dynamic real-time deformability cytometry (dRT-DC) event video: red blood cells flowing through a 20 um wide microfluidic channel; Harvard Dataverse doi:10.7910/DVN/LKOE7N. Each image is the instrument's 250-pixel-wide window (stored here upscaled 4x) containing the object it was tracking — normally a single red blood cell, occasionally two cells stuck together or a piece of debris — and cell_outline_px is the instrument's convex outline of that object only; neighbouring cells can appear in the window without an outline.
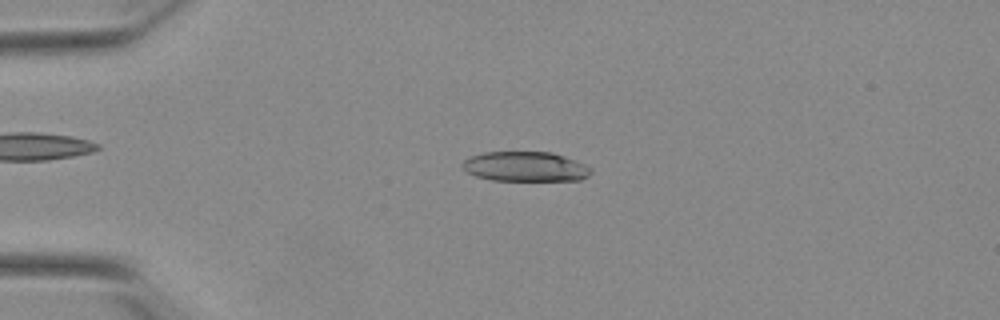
{"species": "Egyptian fruit bat (a non-hibernating species)", "species_latin": "Rousettus aegyptiacus", "temperature_condition": "warm", "stored_images_in_passage": 44, "camera_frame_rate_fps": 3000, "um_per_image_px": 0.085, "animal": {"sex": "female"}, "frame": {"image": 1, "passage_image": 10, "time_ms": 3.0, "image_size_px": [1000, 320], "cell_outline_px": [[592, 172], [588, 176], [580, 180], [492, 180], [476, 176], [468, 172], [464, 168], [464, 160], [472, 156], [484, 152], [552, 152], [592, 168]], "centroid_in_image_um": [44.66, 14.16], "position_along_channel_um": 40.3, "area_um2": 21.91}}
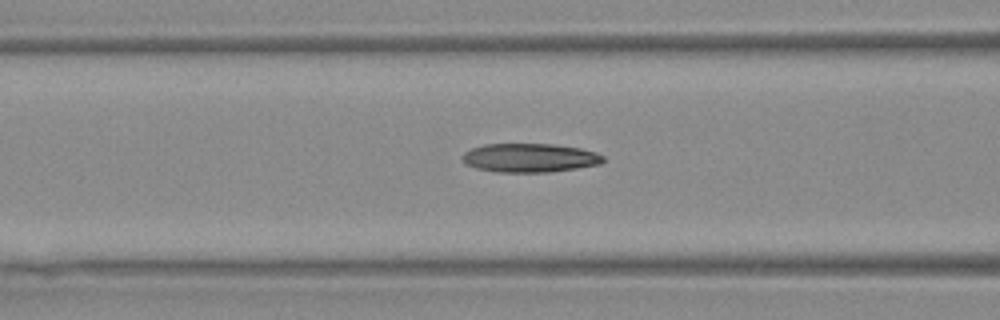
{"frame": {"image": 2, "passage_image": 19, "time_ms": 6.0, "image_size_px": [1000, 320], "cell_outline_px": [[604, 160], [600, 164], [576, 168], [548, 172], [496, 172], [476, 168], [464, 164], [460, 156], [464, 152], [472, 148], [484, 144], [552, 144], [580, 148], [596, 152], [604, 156]], "centroid_in_image_um": [44.99, 13.41], "position_along_channel_um": 121.6, "area_um2": 23.76}}
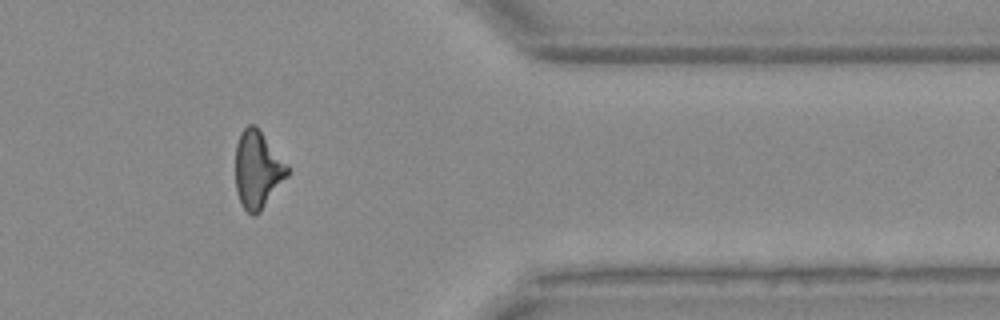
{"frame": {"image": 3, "passage_image": 41, "time_ms": 13.333, "image_size_px": [1000, 320], "cell_outline_px": [[288, 176], [260, 212], [252, 216], [240, 204], [236, 192], [236, 144], [240, 132], [248, 124], [256, 124], [288, 164]], "centroid_in_image_um": [21.9, 14.4], "position_along_channel_um": 389.5, "area_um2": 23.7}, "authors_computed_cell_mechanics": {"area_um2": 23.4668, "velocity_mm_per_s": 3.879, "shape_relaxation_time_tau1_ms": 10.3224, "shape_relaxation_time_tau2_ms": 3.1762, "deformation_change_tau1": 0.2905, "deformation_change_tau2": 0.136}}